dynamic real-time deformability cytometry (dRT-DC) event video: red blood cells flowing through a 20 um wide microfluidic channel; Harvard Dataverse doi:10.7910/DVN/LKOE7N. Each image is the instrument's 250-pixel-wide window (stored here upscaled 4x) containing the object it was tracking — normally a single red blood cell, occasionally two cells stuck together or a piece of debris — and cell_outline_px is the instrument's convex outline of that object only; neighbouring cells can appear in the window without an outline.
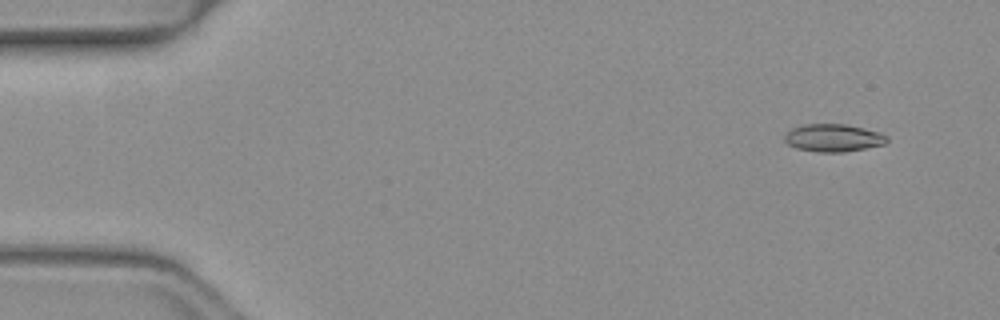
{"species": "common noctule bat (a hibernating species)", "species_latin": "Nyctalus noctula", "temperature_condition": "warm", "stored_images_in_passage": 51, "camera_frame_rate_fps": 3000, "um_per_image_px": 0.085, "animal": {"sex": "female", "body_mass_g": 19.3, "forearm_length_mm": 54.1}, "frame": {"image": 1, "passage_image": 4, "time_ms": 1.0, "image_size_px": [1000, 320], "cell_outline_px": [[888, 140], [884, 144], [844, 152], [820, 152], [796, 148], [788, 144], [784, 140], [784, 136], [792, 128], [804, 124], [844, 124], [864, 128], [880, 132], [888, 136]], "centroid_in_image_um": [70.83, 11.71], "position_along_channel_um": 14.2, "area_um2": 16.42}}
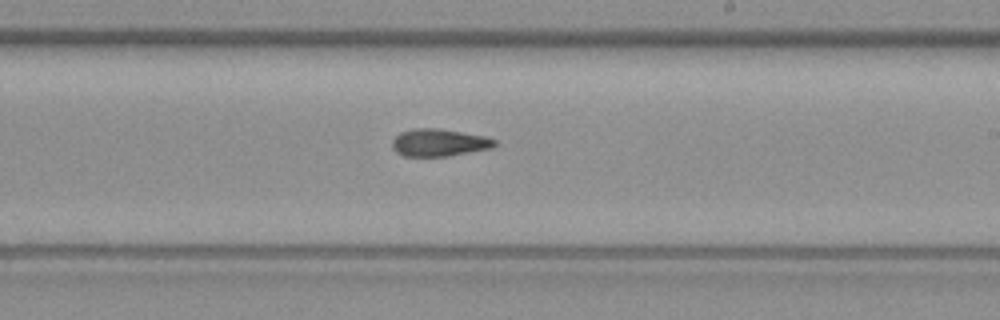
{"frame": {"image": 2, "passage_image": 30, "time_ms": 9.667, "image_size_px": [1000, 320], "cell_outline_px": [[500, 144], [492, 148], [448, 156], [404, 156], [396, 152], [392, 148], [392, 140], [400, 132], [416, 128], [440, 128], [484, 136], [496, 140]], "centroid_in_image_um": [37.34, 12.12], "position_along_channel_um": 251.7, "area_um2": 16.47}}
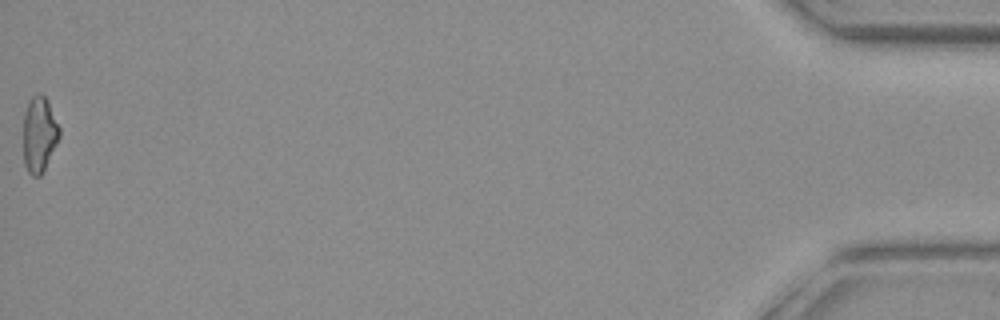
{"frame": {"image": 3, "passage_image": 51, "time_ms": 16.667, "image_size_px": [1000, 320], "cell_outline_px": [[60, 136], [40, 176], [32, 176], [28, 172], [24, 164], [24, 112], [28, 100], [36, 92], [40, 92], [44, 96], [60, 128]], "centroid_in_image_um": [3.31, 11.39], "position_along_channel_um": 431.9, "area_um2": 15.66}}